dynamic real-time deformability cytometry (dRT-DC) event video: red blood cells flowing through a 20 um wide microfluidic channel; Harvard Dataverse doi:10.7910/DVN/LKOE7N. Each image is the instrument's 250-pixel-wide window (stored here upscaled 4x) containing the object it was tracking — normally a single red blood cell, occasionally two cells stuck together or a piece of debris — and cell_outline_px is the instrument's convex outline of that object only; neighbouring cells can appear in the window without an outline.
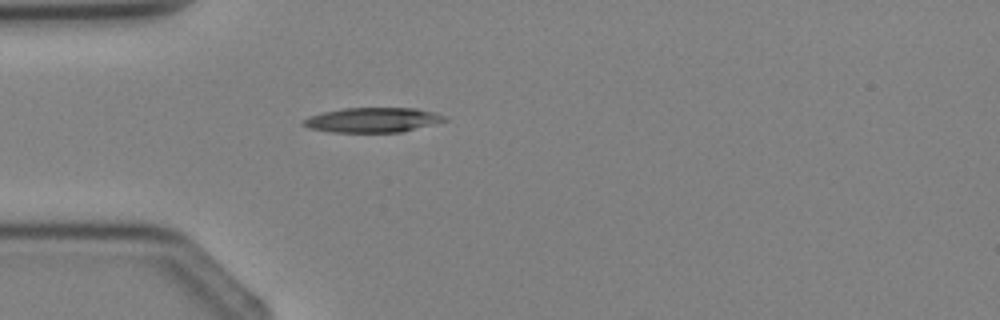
{"species": "Egyptian fruit bat (a non-hibernating species)", "species_latin": "Rousettus aegyptiacus", "temperature_condition": "cold", "stored_images_in_passage": 3, "camera_frame_rate_fps": 3000, "um_per_image_px": 0.085, "animal": {"sex": "female"}, "frame": {"image": 1, "passage_image": 3, "time_ms": 2.333, "image_size_px": [1000, 320], "cell_outline_px": [[448, 120], [400, 132], [328, 132], [308, 128], [300, 124], [300, 120], [324, 112], [344, 108], [416, 108], [448, 116]], "centroid_in_image_um": [31.64, 10.2], "position_along_channel_um": 53.4, "area_um2": 20.35}}